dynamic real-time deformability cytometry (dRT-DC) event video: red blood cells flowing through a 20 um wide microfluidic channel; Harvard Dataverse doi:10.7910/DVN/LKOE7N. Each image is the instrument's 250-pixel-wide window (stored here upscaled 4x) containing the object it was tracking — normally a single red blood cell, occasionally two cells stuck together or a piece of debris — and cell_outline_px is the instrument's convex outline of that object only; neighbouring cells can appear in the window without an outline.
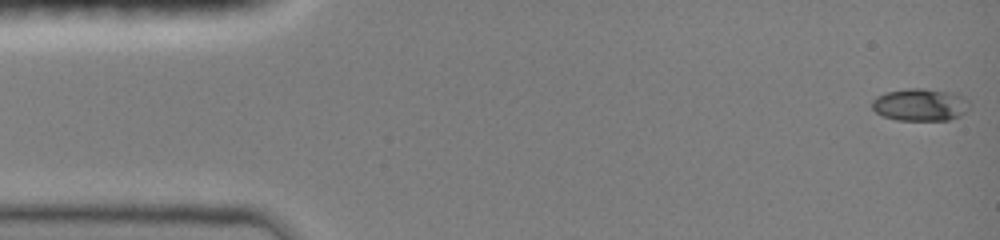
{"species": "common noctule bat (a hibernating species)", "species_latin": "Nyctalus noctula", "temperature_condition": "room temperature", "stored_images_in_passage": 47, "camera_frame_rate_fps": 3000, "um_per_image_px": 0.085, "animal": {"sex": "female", "body_mass_g": 19.0, "forearm_length_mm": 51.5}, "frame": {"image": 1, "passage_image": 1, "time_ms": 0.0, "image_size_px": [1000, 240], "cell_outline_px": [[972, 104], [960, 116], [948, 120], [896, 120], [884, 116], [876, 112], [872, 108], [872, 100], [876, 96], [884, 92], [908, 88], [924, 88], [960, 92]], "centroid_in_image_um": [78.26, 8.87], "position_along_channel_um": 6.7, "area_um2": 18.9}}
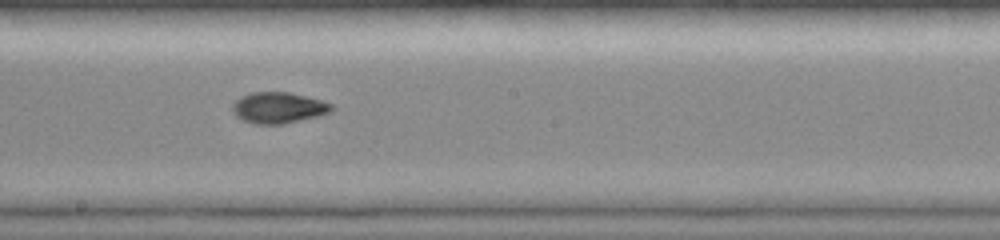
{"frame": {"image": 2, "passage_image": 26, "time_ms": 8.333, "image_size_px": [1000, 240], "cell_outline_px": [[332, 112], [320, 116], [284, 124], [256, 124], [244, 120], [236, 116], [232, 112], [232, 104], [240, 96], [252, 92], [288, 92], [320, 100], [332, 104]], "centroid_in_image_um": [23.65, 9.16], "position_along_channel_um": 224.5, "area_um2": 17.98}}
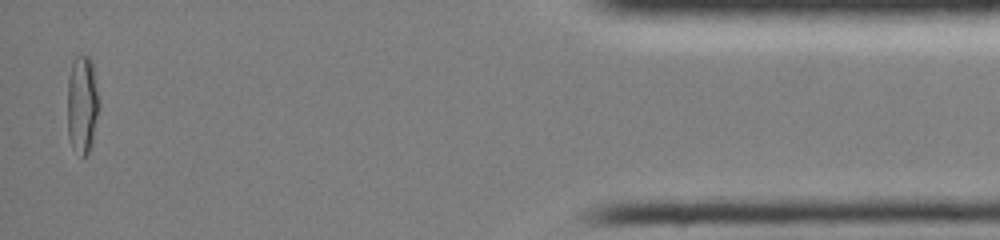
{"frame": {"image": 3, "passage_image": 46, "time_ms": 15.0, "image_size_px": [1000, 240], "cell_outline_px": [[96, 116], [92, 140], [88, 152], [84, 156], [80, 156], [72, 144], [68, 136], [68, 76], [72, 64], [76, 56], [88, 56], [92, 60], [96, 92]], "centroid_in_image_um": [6.94, 8.85], "position_along_channel_um": 428.3, "area_um2": 17.11}, "authors_computed_cell_mechanics": {"area_um2": 17.3978, "velocity_mm_per_s": 4.0755, "shape_relaxation_time_tau1_ms": null, "shape_relaxation_time_tau2_ms": 1.4478, "deformation_change_tau1": null, "deformation_change_tau2": 0.049}}